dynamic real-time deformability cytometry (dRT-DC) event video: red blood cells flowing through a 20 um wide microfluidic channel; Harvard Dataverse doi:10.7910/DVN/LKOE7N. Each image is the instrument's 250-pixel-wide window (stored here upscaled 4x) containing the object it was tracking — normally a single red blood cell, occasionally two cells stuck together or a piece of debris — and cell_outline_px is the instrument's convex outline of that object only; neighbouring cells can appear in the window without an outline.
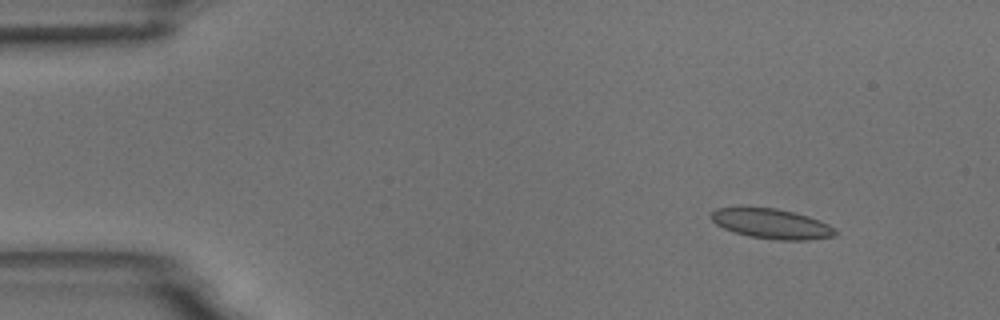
{"species": "common noctule bat (a hibernating species)", "species_latin": "Nyctalus noctula", "temperature_condition": "room temperature", "stored_images_in_passage": 8, "camera_frame_rate_fps": 3000, "um_per_image_px": 0.085, "animal": {"sex": "male", "body_mass_g": 18.8}, "frame": {"image": 1, "passage_image": 1, "time_ms": 0.0, "image_size_px": [1000, 320], "cell_outline_px": [[840, 232], [836, 236], [808, 240], [776, 240], [748, 236], [724, 228], [716, 224], [708, 216], [716, 208], [776, 208], [808, 216], [820, 220], [836, 228]], "centroid_in_image_um": [65.64, 19.03], "position_along_channel_um": 19.4, "area_um2": 21.68}}
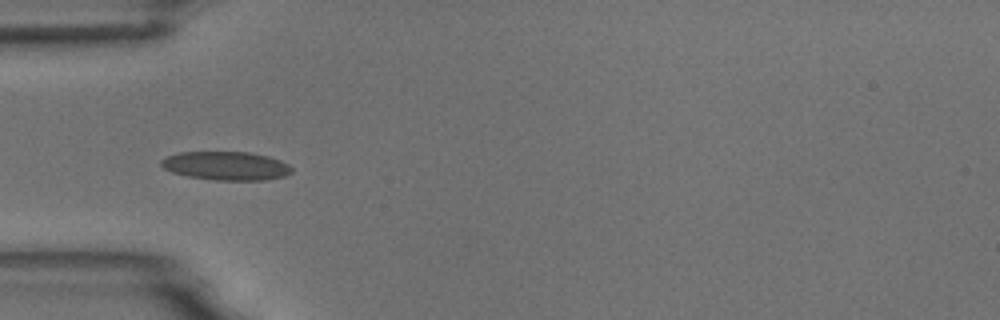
{"frame": {"image": 2, "passage_image": 4, "time_ms": 3.667, "image_size_px": [1000, 320], "cell_outline_px": [[292, 172], [284, 176], [264, 180], [216, 180], [188, 176], [172, 172], [164, 168], [160, 164], [160, 160], [168, 156], [180, 152], [248, 152], [268, 156], [280, 160], [288, 164], [292, 168]], "centroid_in_image_um": [19.22, 14.09], "position_along_channel_um": 65.8, "area_um2": 21.68}}
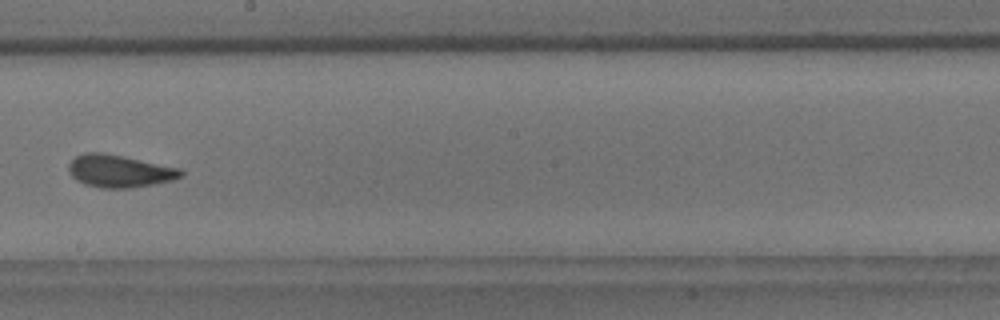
{"frame": {"image": 3, "passage_image": 8, "time_ms": 8.333, "image_size_px": [1000, 320], "cell_outline_px": [[184, 176], [172, 180], [132, 188], [100, 188], [84, 184], [76, 180], [72, 176], [68, 168], [68, 164], [76, 156], [84, 152], [100, 152], [180, 168], [184, 172]], "centroid_in_image_um": [10.14, 14.55], "position_along_channel_um": 238.1, "area_um2": 21.1}}